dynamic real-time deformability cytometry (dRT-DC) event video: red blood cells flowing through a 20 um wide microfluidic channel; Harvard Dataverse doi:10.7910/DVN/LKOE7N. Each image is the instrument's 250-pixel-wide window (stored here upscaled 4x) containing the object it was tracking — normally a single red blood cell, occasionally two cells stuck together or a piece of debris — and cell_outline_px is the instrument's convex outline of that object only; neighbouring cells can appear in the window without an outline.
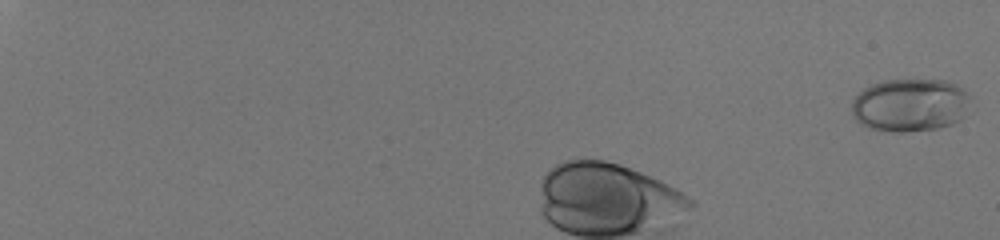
{"species": "human", "species_latin": "Homo sapiens", "temperature_condition": "room temperature", "stored_images_in_passage": 38, "camera_frame_rate_fps": 3000, "um_per_image_px": 0.085, "donor": {"sex": "male"}, "frame": {"image": 1, "passage_image": 1, "time_ms": 0.0, "image_size_px": [1000, 240], "cell_outline_px": [[972, 96], [964, 116], [960, 120], [952, 124], [940, 128], [908, 132], [888, 132], [868, 128], [860, 124], [852, 116], [852, 100], [864, 88], [872, 84], [884, 80], [944, 80], [956, 84], [964, 88]], "centroid_in_image_um": [77.37, 8.94], "position_along_channel_um": 7.6, "area_um2": 37.34}}
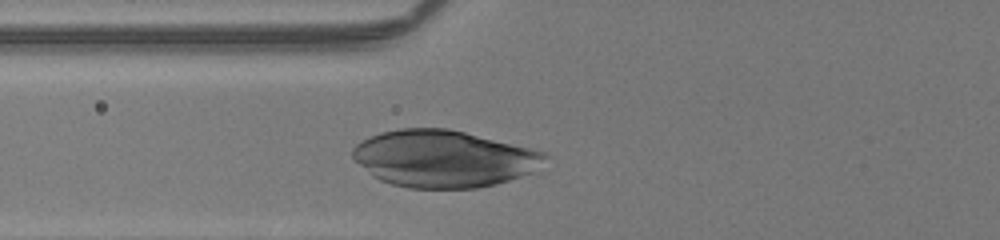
{"frame": {"image": 2, "passage_image": 15, "time_ms": 4.667, "image_size_px": [1000, 240], "cell_outline_px": [[548, 156], [532, 172], [496, 184], [476, 188], [408, 188], [392, 184], [380, 180], [372, 176], [352, 156], [352, 148], [356, 144], [368, 136], [380, 132], [400, 128], [448, 128], [544, 152]], "centroid_in_image_um": [37.64, 13.48], "position_along_channel_um": 88.2, "area_um2": 63.35}}
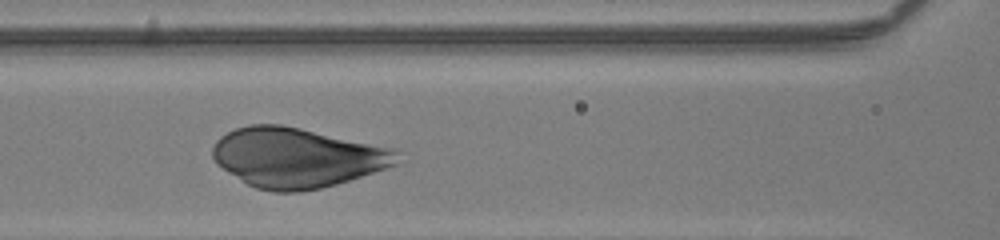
{"frame": {"image": 3, "passage_image": 19, "time_ms": 6.0, "image_size_px": [1000, 240], "cell_outline_px": [[400, 152], [396, 164], [336, 184], [320, 188], [296, 192], [272, 192], [256, 188], [248, 184], [228, 172], [216, 164], [212, 156], [212, 148], [216, 140], [220, 136], [236, 128], [248, 124], [280, 124], [300, 128], [388, 148]], "centroid_in_image_um": [25.15, 13.39], "position_along_channel_um": 141.5, "area_um2": 63.41}}